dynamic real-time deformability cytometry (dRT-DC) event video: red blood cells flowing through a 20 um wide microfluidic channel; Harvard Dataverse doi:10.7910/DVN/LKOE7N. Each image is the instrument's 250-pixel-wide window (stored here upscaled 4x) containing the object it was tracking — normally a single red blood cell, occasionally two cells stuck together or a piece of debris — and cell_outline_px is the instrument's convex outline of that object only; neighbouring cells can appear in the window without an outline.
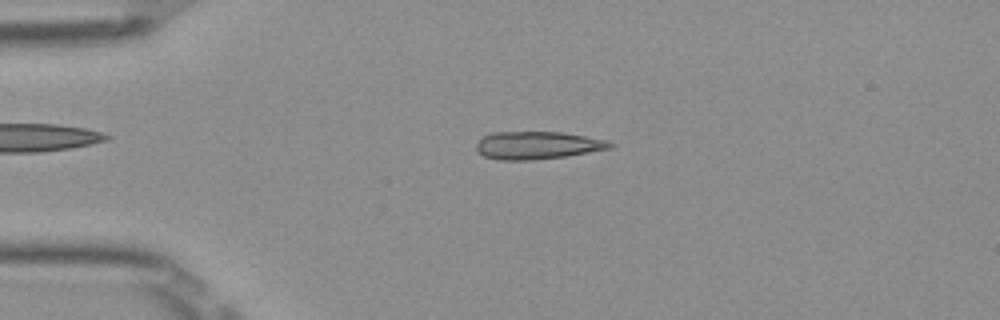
{"species": "Egyptian fruit bat (a non-hibernating species)", "species_latin": "Rousettus aegyptiacus", "temperature_condition": "room temperature", "stored_images_in_passage": 50, "camera_frame_rate_fps": 3000, "um_per_image_px": 0.085, "frame": {"image": 1, "passage_image": 11, "time_ms": 3.333, "image_size_px": [1000, 320], "cell_outline_px": [[616, 144], [612, 148], [564, 156], [532, 160], [500, 160], [484, 156], [476, 152], [476, 144], [488, 132], [560, 132], [584, 136], [604, 140]], "centroid_in_image_um": [45.63, 12.35], "position_along_channel_um": 39.4, "area_um2": 21.5}}
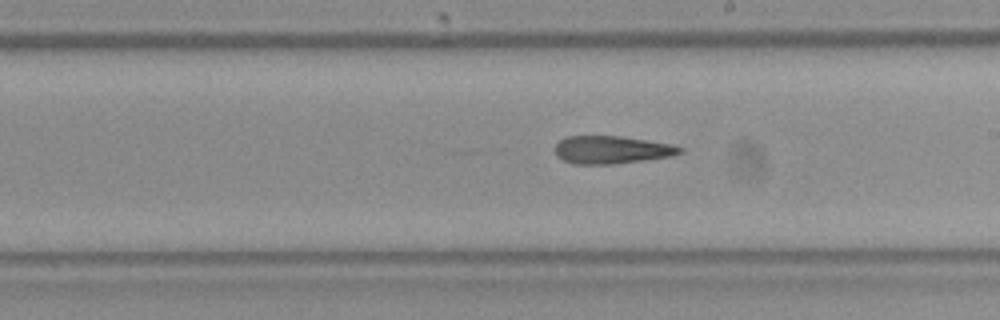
{"frame": {"image": 2, "passage_image": 28, "time_ms": 9.0, "image_size_px": [1000, 320], "cell_outline_px": [[684, 152], [672, 156], [644, 160], [612, 164], [572, 164], [556, 156], [552, 148], [564, 136], [624, 136], [672, 144], [684, 148]], "centroid_in_image_um": [51.98, 12.72], "position_along_channel_um": 237.0, "area_um2": 20.58}}
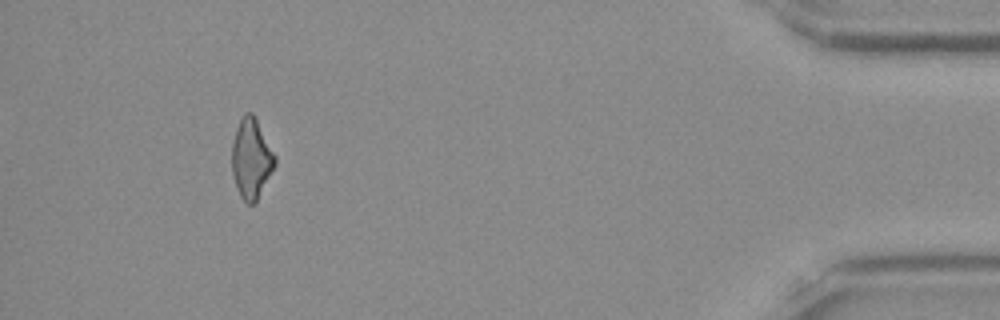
{"frame": {"image": 3, "passage_image": 46, "time_ms": 15.0, "image_size_px": [1000, 320], "cell_outline_px": [[276, 164], [256, 200], [252, 204], [248, 204], [240, 196], [236, 188], [232, 176], [232, 144], [236, 128], [244, 112], [252, 112], [276, 156]], "centroid_in_image_um": [21.34, 13.47], "position_along_channel_um": 413.9, "area_um2": 19.83}}